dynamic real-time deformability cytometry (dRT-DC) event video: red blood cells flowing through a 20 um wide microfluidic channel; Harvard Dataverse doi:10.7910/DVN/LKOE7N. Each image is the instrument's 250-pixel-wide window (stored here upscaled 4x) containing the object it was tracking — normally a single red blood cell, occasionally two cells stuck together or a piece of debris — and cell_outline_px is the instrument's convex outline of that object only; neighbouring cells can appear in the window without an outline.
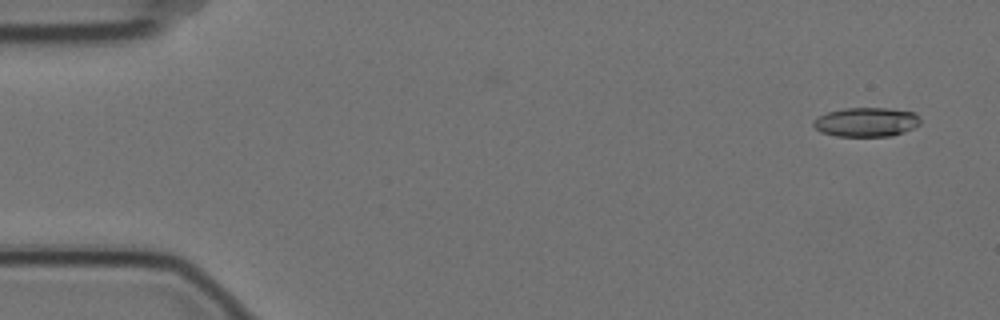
{"species": "Egyptian fruit bat (a non-hibernating species)", "species_latin": "Rousettus aegyptiacus", "temperature_condition": "cold", "stored_images_in_passage": 6, "camera_frame_rate_fps": 3000, "um_per_image_px": 0.085, "animal": {"sex": "female"}, "frame": {"image": 1, "passage_image": 1, "time_ms": 0.0, "image_size_px": [1000, 320], "cell_outline_px": [[920, 124], [904, 132], [892, 136], [836, 136], [820, 132], [812, 124], [812, 120], [828, 112], [844, 108], [888, 108], [912, 112], [920, 116]], "centroid_in_image_um": [73.63, 10.38], "position_along_channel_um": 11.4, "area_um2": 18.21}}
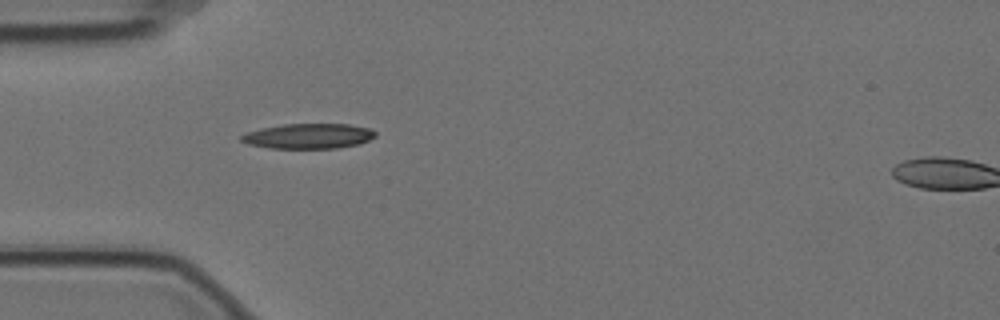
{"frame": {"image": 2, "passage_image": 5, "time_ms": 1.333, "image_size_px": [1000, 320], "cell_outline_px": [[376, 136], [360, 144], [336, 148], [268, 148], [248, 144], [240, 140], [240, 136], [244, 132], [260, 128], [284, 124], [348, 124], [372, 128], [376, 132]], "centroid_in_image_um": [26.21, 11.56], "position_along_channel_um": 58.8, "area_um2": 19.83}}